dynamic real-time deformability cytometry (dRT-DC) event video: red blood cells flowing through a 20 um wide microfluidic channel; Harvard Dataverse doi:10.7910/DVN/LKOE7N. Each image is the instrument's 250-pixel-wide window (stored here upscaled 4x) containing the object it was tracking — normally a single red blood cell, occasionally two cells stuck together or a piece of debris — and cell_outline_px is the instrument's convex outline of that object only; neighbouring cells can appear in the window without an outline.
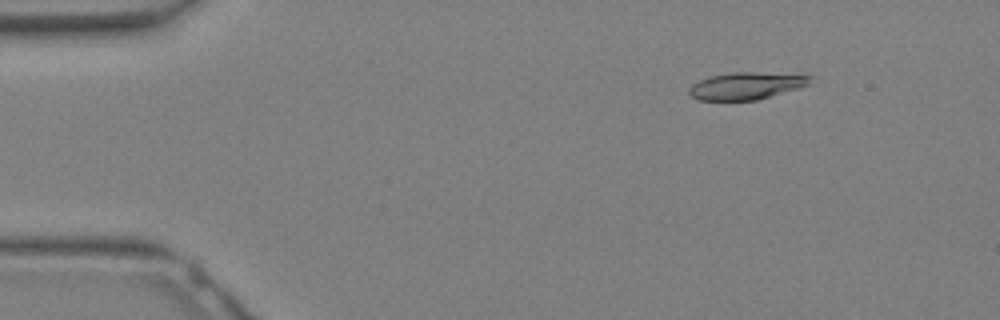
{"species": "Egyptian fruit bat (a non-hibernating species)", "species_latin": "Rousettus aegyptiacus", "temperature_condition": "warm", "stored_images_in_passage": 9, "camera_frame_rate_fps": 3000, "um_per_image_px": 0.085, "animal": {"sex": "female"}, "frame": {"image": 1, "passage_image": 4, "time_ms": 1.0, "image_size_px": [1000, 320], "cell_outline_px": [[812, 76], [808, 84], [796, 88], [756, 100], [700, 100], [688, 96], [688, 88], [692, 84], [708, 76], [732, 72], [756, 72]], "centroid_in_image_um": [63.32, 7.29], "position_along_channel_um": 21.7, "area_um2": 18.9}}
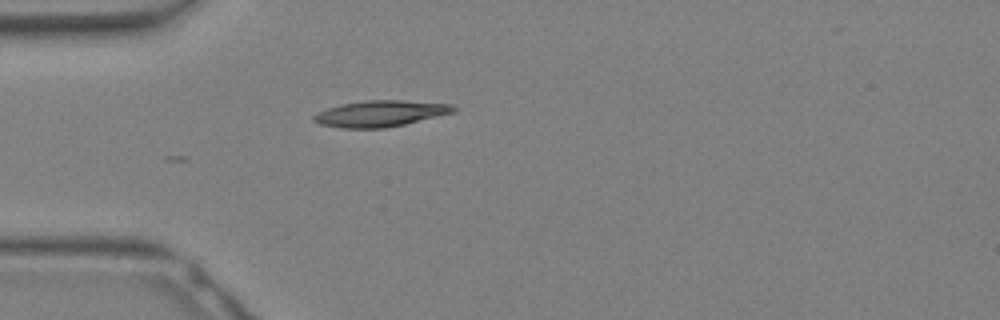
{"frame": {"image": 2, "passage_image": 9, "time_ms": 2.667, "image_size_px": [1000, 320], "cell_outline_px": [[456, 112], [404, 124], [384, 128], [340, 128], [320, 124], [312, 120], [312, 116], [328, 108], [344, 104], [368, 100], [400, 100], [452, 104], [456, 108]], "centroid_in_image_um": [32.35, 9.66], "position_along_channel_um": 52.6, "area_um2": 21.1}}